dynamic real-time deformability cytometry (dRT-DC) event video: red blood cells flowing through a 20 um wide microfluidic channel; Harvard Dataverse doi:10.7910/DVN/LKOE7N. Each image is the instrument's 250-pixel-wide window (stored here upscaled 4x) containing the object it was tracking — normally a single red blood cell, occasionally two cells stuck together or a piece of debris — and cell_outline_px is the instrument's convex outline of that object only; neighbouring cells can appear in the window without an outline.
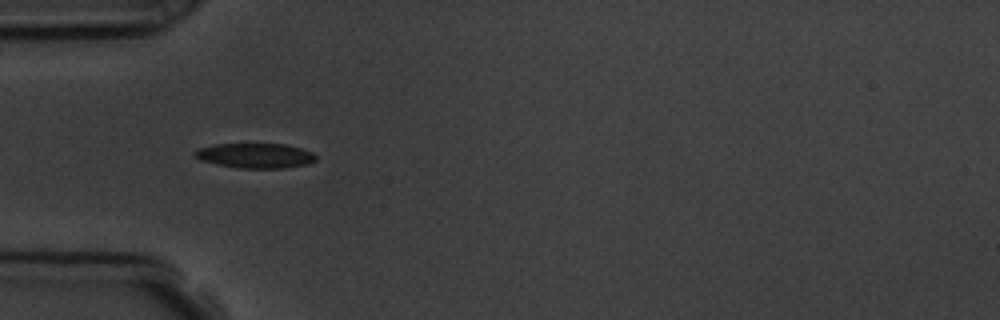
{"species": "common noctule bat (a hibernating species)", "species_latin": "Nyctalus noctula", "temperature_condition": "room temperature", "stored_images_in_passage": 5, "camera_frame_rate_fps": 3000, "um_per_image_px": 0.085, "animal": {"sex": "male", "body_mass_g": 19.5, "forearm_length_mm": 54.6}, "frame": {"image": 1, "passage_image": 5, "time_ms": 5.333, "image_size_px": [1000, 320], "cell_outline_px": [[316, 160], [308, 164], [284, 168], [240, 168], [200, 160], [192, 156], [192, 152], [200, 148], [216, 144], [288, 144], [312, 152], [316, 156]], "centroid_in_image_um": [21.71, 13.22], "position_along_channel_um": 63.3, "area_um2": 17.51}}